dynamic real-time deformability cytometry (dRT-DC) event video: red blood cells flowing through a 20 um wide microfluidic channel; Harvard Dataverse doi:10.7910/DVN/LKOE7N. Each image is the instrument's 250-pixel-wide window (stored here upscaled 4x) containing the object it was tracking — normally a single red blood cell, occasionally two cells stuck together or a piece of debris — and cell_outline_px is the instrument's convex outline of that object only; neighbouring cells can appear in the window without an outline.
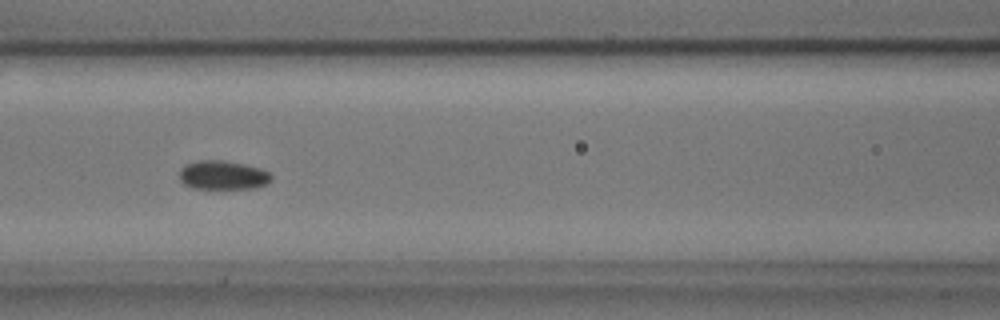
{"species": "common noctule bat (a hibernating species)", "species_latin": "Nyctalus noctula", "temperature_condition": "cold", "stored_images_in_passage": 44, "segment_of_instrument_passage": [1, 2], "camera_frame_rate_fps": 3000, "um_per_image_px": 0.085, "animal": {"sex": "male", "body_mass_g": 17.9, "forearm_length_mm": 54.2}, "frame": {"image": 1, "passage_image": 11, "time_ms": 3.333, "image_size_px": [1000, 320], "cell_outline_px": [[272, 180], [268, 184], [256, 188], [192, 188], [184, 184], [180, 180], [180, 168], [184, 164], [196, 160], [224, 160], [244, 164], [260, 168], [268, 172], [272, 176]], "centroid_in_image_um": [18.94, 14.88], "position_along_channel_um": 147.7, "area_um2": 15.66}}
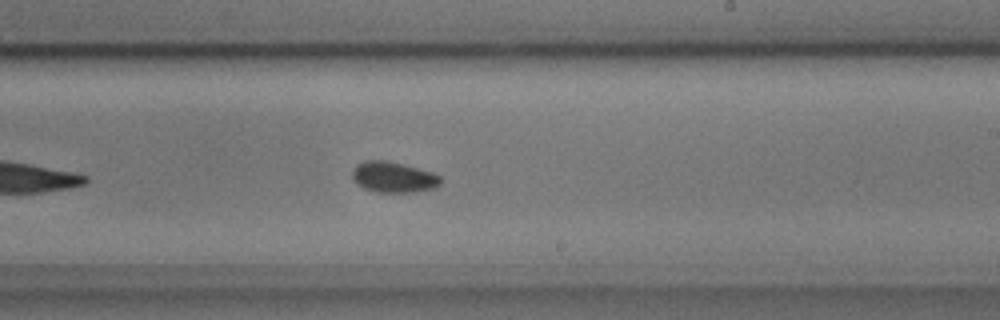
{"frame": {"image": 2, "passage_image": 20, "time_ms": 6.333, "image_size_px": [1000, 320], "cell_outline_px": [[440, 184], [436, 188], [412, 192], [376, 192], [364, 188], [356, 184], [352, 180], [352, 172], [356, 164], [364, 160], [388, 160], [404, 164], [432, 172], [440, 176]], "centroid_in_image_um": [33.41, 15.05], "position_along_channel_um": 255.6, "area_um2": 16.01}}
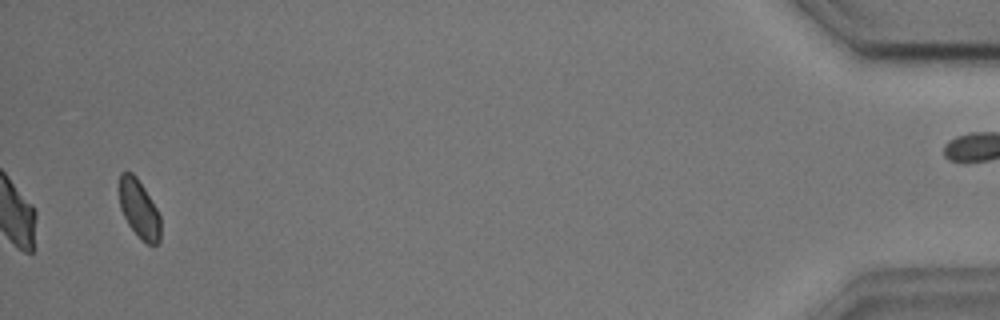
{"frame": {"image": 3, "passage_image": 41, "time_ms": 13.333, "image_size_px": [1000, 320], "cell_outline_px": [[160, 240], [156, 244], [148, 244], [128, 224], [120, 208], [120, 172], [132, 172], [136, 176], [144, 188], [156, 208], [160, 216]], "centroid_in_image_um": [11.82, 17.74], "position_along_channel_um": 423.4, "area_um2": 13.64}}